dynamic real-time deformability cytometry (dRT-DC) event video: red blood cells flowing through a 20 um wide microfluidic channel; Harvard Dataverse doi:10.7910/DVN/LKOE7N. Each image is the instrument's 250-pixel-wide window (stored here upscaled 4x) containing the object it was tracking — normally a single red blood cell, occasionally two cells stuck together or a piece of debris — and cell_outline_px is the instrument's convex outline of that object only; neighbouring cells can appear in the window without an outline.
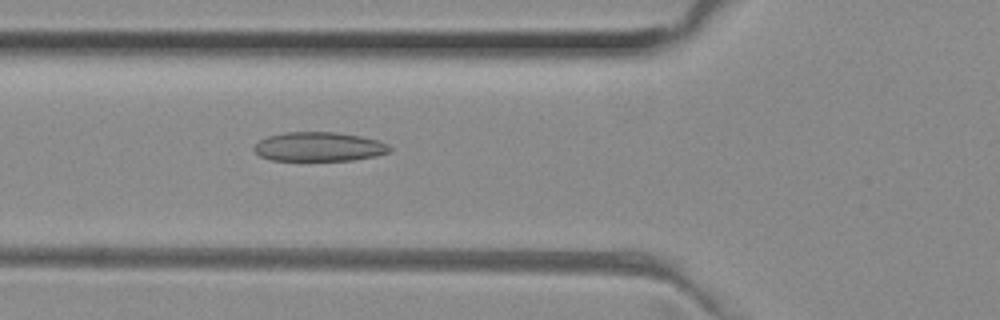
{"species": "common noctule bat (a hibernating species)", "species_latin": "Nyctalus noctula", "temperature_condition": "room temperature", "stored_images_in_passage": 41, "camera_frame_rate_fps": 3000, "um_per_image_px": 0.085, "animal": {"sex": "female", "body_mass_g": 29.2, "forearm_length_mm": 56.3}, "frame": {"image": 1, "passage_image": 9, "time_ms": 2.667, "image_size_px": [1000, 320], "cell_outline_px": [[392, 148], [388, 152], [376, 156], [352, 160], [272, 160], [260, 156], [252, 148], [260, 140], [268, 136], [284, 132], [336, 132], [360, 136], [380, 140], [388, 144]], "centroid_in_image_um": [27.13, 12.46], "position_along_channel_um": 98.7, "area_um2": 23.06}}
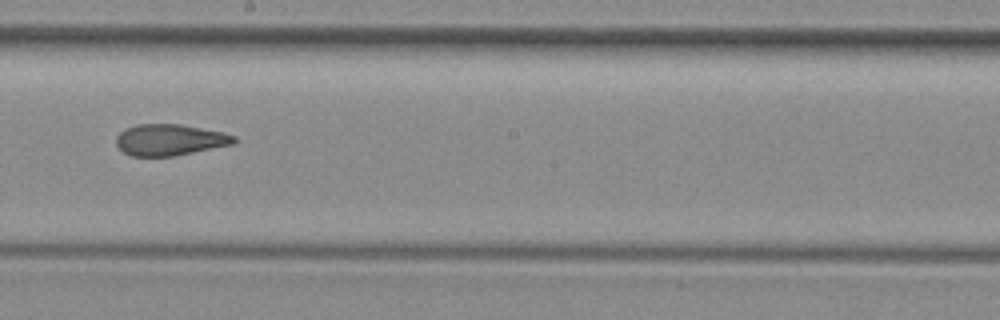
{"frame": {"image": 2, "passage_image": 19, "time_ms": 6.0, "image_size_px": [1000, 320], "cell_outline_px": [[236, 140], [232, 144], [172, 156], [132, 156], [124, 152], [116, 144], [116, 136], [124, 128], [136, 124], [180, 124], [224, 132], [236, 136]], "centroid_in_image_um": [14.4, 11.87], "position_along_channel_um": 233.8, "area_um2": 21.39}}
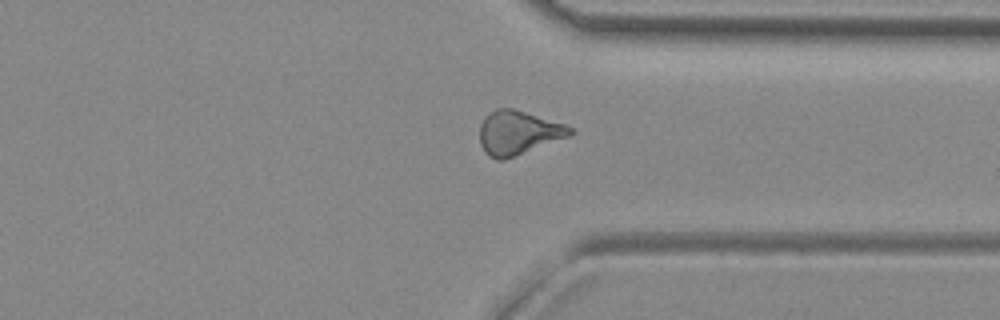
{"frame": {"image": 3, "passage_image": 29, "time_ms": 9.333, "image_size_px": [1000, 320], "cell_outline_px": [[576, 132], [568, 136], [504, 160], [496, 160], [488, 156], [484, 152], [480, 144], [480, 124], [484, 116], [496, 108], [512, 108], [564, 124], [572, 128]], "centroid_in_image_um": [44.0, 11.28], "position_along_channel_um": 367.4, "area_um2": 23.0}, "authors_computed_cell_mechanics": {"area_um2": 22.3108, "velocity_mm_per_s": 4.0428, "shape_relaxation_time_tau1_ms": null, "shape_relaxation_time_tau2_ms": 3.02, "deformation_change_tau1": null, "deformation_change_tau2": 0.1248}}